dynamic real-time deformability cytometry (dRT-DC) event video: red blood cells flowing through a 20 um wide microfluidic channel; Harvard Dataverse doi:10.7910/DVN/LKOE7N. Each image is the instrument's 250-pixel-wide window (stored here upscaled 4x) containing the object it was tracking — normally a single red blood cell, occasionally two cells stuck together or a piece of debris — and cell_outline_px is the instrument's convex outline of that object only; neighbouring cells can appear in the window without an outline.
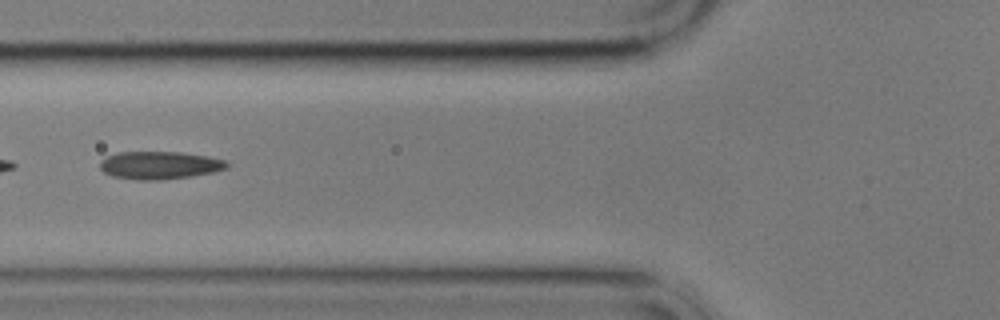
{"species": "common noctule bat (a hibernating species)", "species_latin": "Nyctalus noctula", "temperature_condition": "cold", "stored_images_in_passage": 43, "camera_frame_rate_fps": 3000, "um_per_image_px": 0.085, "animal": {"sex": "male", "body_mass_g": 17.9}, "frame": {"image": 1, "passage_image": 13, "time_ms": 4.0, "image_size_px": [1000, 320], "cell_outline_px": [[232, 164], [228, 168], [212, 172], [192, 176], [164, 180], [136, 180], [112, 176], [104, 172], [100, 168], [100, 160], [116, 152], [180, 152], [208, 156], [224, 160]], "centroid_in_image_um": [13.58, 14.05], "position_along_channel_um": 112.2, "area_um2": 20.75}}
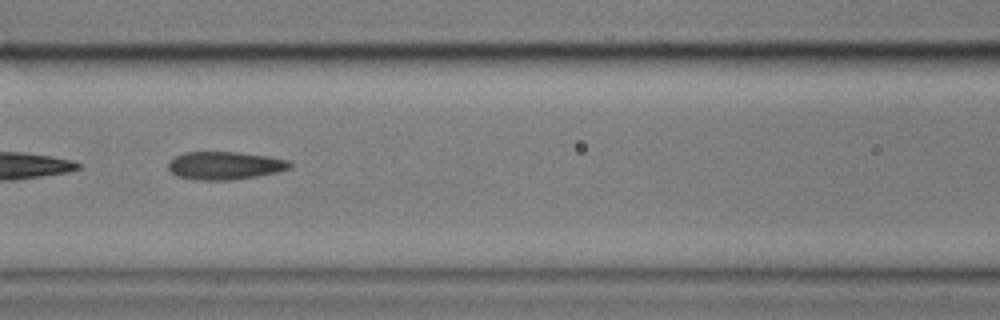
{"frame": {"image": 2, "passage_image": 16, "time_ms": 5.0, "image_size_px": [1000, 320], "cell_outline_px": [[292, 164], [288, 168], [276, 172], [256, 176], [232, 180], [192, 180], [176, 176], [168, 168], [168, 160], [184, 152], [240, 152], [268, 156], [288, 160]], "centroid_in_image_um": [19.06, 14.07], "position_along_channel_um": 147.5, "area_um2": 19.88}, "authors_computed_cell_mechanics": {"area_um2": 19.8254, "velocity_mm_per_s": 3.4938, "shape_relaxation_time_tau1_ms": null, "shape_relaxation_time_tau2_ms": 3.4592, "deformation_change_tau1": null, "deformation_change_tau2": 0.1082}}